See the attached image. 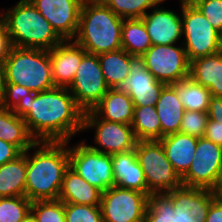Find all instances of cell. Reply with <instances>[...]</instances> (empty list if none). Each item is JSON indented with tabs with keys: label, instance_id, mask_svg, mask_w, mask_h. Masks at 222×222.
Masks as SVG:
<instances>
[{
	"label": "cell",
	"instance_id": "6da1fadb",
	"mask_svg": "<svg viewBox=\"0 0 222 222\" xmlns=\"http://www.w3.org/2000/svg\"><path fill=\"white\" fill-rule=\"evenodd\" d=\"M12 111L23 118L36 141L68 142L83 132L84 112L67 88L54 87L28 95Z\"/></svg>",
	"mask_w": 222,
	"mask_h": 222
},
{
	"label": "cell",
	"instance_id": "7a4b0ae2",
	"mask_svg": "<svg viewBox=\"0 0 222 222\" xmlns=\"http://www.w3.org/2000/svg\"><path fill=\"white\" fill-rule=\"evenodd\" d=\"M69 144L70 141H36L26 150L25 196L31 202L59 198L63 176L69 167ZM31 150L34 153L29 154Z\"/></svg>",
	"mask_w": 222,
	"mask_h": 222
},
{
	"label": "cell",
	"instance_id": "3957f363",
	"mask_svg": "<svg viewBox=\"0 0 222 222\" xmlns=\"http://www.w3.org/2000/svg\"><path fill=\"white\" fill-rule=\"evenodd\" d=\"M123 20L101 0H84L74 41L96 55L121 49Z\"/></svg>",
	"mask_w": 222,
	"mask_h": 222
},
{
	"label": "cell",
	"instance_id": "277c9868",
	"mask_svg": "<svg viewBox=\"0 0 222 222\" xmlns=\"http://www.w3.org/2000/svg\"><path fill=\"white\" fill-rule=\"evenodd\" d=\"M13 47L51 50L64 40L29 0L1 12Z\"/></svg>",
	"mask_w": 222,
	"mask_h": 222
},
{
	"label": "cell",
	"instance_id": "5b68a950",
	"mask_svg": "<svg viewBox=\"0 0 222 222\" xmlns=\"http://www.w3.org/2000/svg\"><path fill=\"white\" fill-rule=\"evenodd\" d=\"M4 63L6 84H18L35 93L55 87L48 50L12 47Z\"/></svg>",
	"mask_w": 222,
	"mask_h": 222
},
{
	"label": "cell",
	"instance_id": "8992f818",
	"mask_svg": "<svg viewBox=\"0 0 222 222\" xmlns=\"http://www.w3.org/2000/svg\"><path fill=\"white\" fill-rule=\"evenodd\" d=\"M182 45L188 61L220 52L219 32L191 1H179Z\"/></svg>",
	"mask_w": 222,
	"mask_h": 222
},
{
	"label": "cell",
	"instance_id": "52a82bcc",
	"mask_svg": "<svg viewBox=\"0 0 222 222\" xmlns=\"http://www.w3.org/2000/svg\"><path fill=\"white\" fill-rule=\"evenodd\" d=\"M135 152L146 178L147 189L153 193H167L182 186L181 177L167 159L159 140L137 141Z\"/></svg>",
	"mask_w": 222,
	"mask_h": 222
},
{
	"label": "cell",
	"instance_id": "ba28073f",
	"mask_svg": "<svg viewBox=\"0 0 222 222\" xmlns=\"http://www.w3.org/2000/svg\"><path fill=\"white\" fill-rule=\"evenodd\" d=\"M69 167L101 192L114 186L112 155L92 149L84 140L69 147Z\"/></svg>",
	"mask_w": 222,
	"mask_h": 222
},
{
	"label": "cell",
	"instance_id": "9c48e42d",
	"mask_svg": "<svg viewBox=\"0 0 222 222\" xmlns=\"http://www.w3.org/2000/svg\"><path fill=\"white\" fill-rule=\"evenodd\" d=\"M77 106L85 113L92 111L110 89L101 70L98 55L86 52L67 88Z\"/></svg>",
	"mask_w": 222,
	"mask_h": 222
},
{
	"label": "cell",
	"instance_id": "30bf717a",
	"mask_svg": "<svg viewBox=\"0 0 222 222\" xmlns=\"http://www.w3.org/2000/svg\"><path fill=\"white\" fill-rule=\"evenodd\" d=\"M95 130L92 149L114 155L135 149L137 139L132 126L101 119L93 110L83 115V131Z\"/></svg>",
	"mask_w": 222,
	"mask_h": 222
},
{
	"label": "cell",
	"instance_id": "8fae6325",
	"mask_svg": "<svg viewBox=\"0 0 222 222\" xmlns=\"http://www.w3.org/2000/svg\"><path fill=\"white\" fill-rule=\"evenodd\" d=\"M145 193L112 186L101 194L103 222H143L148 207Z\"/></svg>",
	"mask_w": 222,
	"mask_h": 222
},
{
	"label": "cell",
	"instance_id": "7c38bea8",
	"mask_svg": "<svg viewBox=\"0 0 222 222\" xmlns=\"http://www.w3.org/2000/svg\"><path fill=\"white\" fill-rule=\"evenodd\" d=\"M142 56L146 69L158 81L173 84L189 77L190 62L182 42L179 46L152 45Z\"/></svg>",
	"mask_w": 222,
	"mask_h": 222
},
{
	"label": "cell",
	"instance_id": "4fadbf2b",
	"mask_svg": "<svg viewBox=\"0 0 222 222\" xmlns=\"http://www.w3.org/2000/svg\"><path fill=\"white\" fill-rule=\"evenodd\" d=\"M221 167L222 147L205 137H200L192 164L181 178L182 185L212 190L217 183Z\"/></svg>",
	"mask_w": 222,
	"mask_h": 222
},
{
	"label": "cell",
	"instance_id": "5bb4252c",
	"mask_svg": "<svg viewBox=\"0 0 222 222\" xmlns=\"http://www.w3.org/2000/svg\"><path fill=\"white\" fill-rule=\"evenodd\" d=\"M49 21L57 34L65 40H74L79 28L80 11L84 0H29Z\"/></svg>",
	"mask_w": 222,
	"mask_h": 222
},
{
	"label": "cell",
	"instance_id": "9a60e30c",
	"mask_svg": "<svg viewBox=\"0 0 222 222\" xmlns=\"http://www.w3.org/2000/svg\"><path fill=\"white\" fill-rule=\"evenodd\" d=\"M130 73L122 86L134 106H156L166 85L158 81L145 67L143 56L129 54Z\"/></svg>",
	"mask_w": 222,
	"mask_h": 222
},
{
	"label": "cell",
	"instance_id": "2e32d148",
	"mask_svg": "<svg viewBox=\"0 0 222 222\" xmlns=\"http://www.w3.org/2000/svg\"><path fill=\"white\" fill-rule=\"evenodd\" d=\"M167 0L151 8L141 19L145 24L152 45L178 44L182 38L181 16L174 10L161 7Z\"/></svg>",
	"mask_w": 222,
	"mask_h": 222
},
{
	"label": "cell",
	"instance_id": "e0dca14e",
	"mask_svg": "<svg viewBox=\"0 0 222 222\" xmlns=\"http://www.w3.org/2000/svg\"><path fill=\"white\" fill-rule=\"evenodd\" d=\"M86 51L74 40H65L49 50L55 87L68 88Z\"/></svg>",
	"mask_w": 222,
	"mask_h": 222
},
{
	"label": "cell",
	"instance_id": "ac0fdd59",
	"mask_svg": "<svg viewBox=\"0 0 222 222\" xmlns=\"http://www.w3.org/2000/svg\"><path fill=\"white\" fill-rule=\"evenodd\" d=\"M167 194L178 205L181 222H206L210 204L216 198L210 189L183 185Z\"/></svg>",
	"mask_w": 222,
	"mask_h": 222
},
{
	"label": "cell",
	"instance_id": "d6986e66",
	"mask_svg": "<svg viewBox=\"0 0 222 222\" xmlns=\"http://www.w3.org/2000/svg\"><path fill=\"white\" fill-rule=\"evenodd\" d=\"M112 170L115 186L136 190L146 195L152 194L147 189L146 178L135 149L112 155Z\"/></svg>",
	"mask_w": 222,
	"mask_h": 222
},
{
	"label": "cell",
	"instance_id": "ffe728a7",
	"mask_svg": "<svg viewBox=\"0 0 222 222\" xmlns=\"http://www.w3.org/2000/svg\"><path fill=\"white\" fill-rule=\"evenodd\" d=\"M164 147L167 159L175 172L182 178L194 159L198 138L181 132L164 136L159 140Z\"/></svg>",
	"mask_w": 222,
	"mask_h": 222
},
{
	"label": "cell",
	"instance_id": "44dd1931",
	"mask_svg": "<svg viewBox=\"0 0 222 222\" xmlns=\"http://www.w3.org/2000/svg\"><path fill=\"white\" fill-rule=\"evenodd\" d=\"M189 77L208 88L213 97H222V50L190 61Z\"/></svg>",
	"mask_w": 222,
	"mask_h": 222
},
{
	"label": "cell",
	"instance_id": "7402d4cb",
	"mask_svg": "<svg viewBox=\"0 0 222 222\" xmlns=\"http://www.w3.org/2000/svg\"><path fill=\"white\" fill-rule=\"evenodd\" d=\"M93 111L103 120L131 125L133 101L121 88L109 89Z\"/></svg>",
	"mask_w": 222,
	"mask_h": 222
},
{
	"label": "cell",
	"instance_id": "603a6c76",
	"mask_svg": "<svg viewBox=\"0 0 222 222\" xmlns=\"http://www.w3.org/2000/svg\"><path fill=\"white\" fill-rule=\"evenodd\" d=\"M102 192L68 167L59 198L63 203L100 206Z\"/></svg>",
	"mask_w": 222,
	"mask_h": 222
},
{
	"label": "cell",
	"instance_id": "cb8c5ba5",
	"mask_svg": "<svg viewBox=\"0 0 222 222\" xmlns=\"http://www.w3.org/2000/svg\"><path fill=\"white\" fill-rule=\"evenodd\" d=\"M155 107L161 124V139L166 135L179 132L186 110L176 90L170 84H166L161 90Z\"/></svg>",
	"mask_w": 222,
	"mask_h": 222
},
{
	"label": "cell",
	"instance_id": "d4e9b609",
	"mask_svg": "<svg viewBox=\"0 0 222 222\" xmlns=\"http://www.w3.org/2000/svg\"><path fill=\"white\" fill-rule=\"evenodd\" d=\"M26 151L0 166V198L25 196Z\"/></svg>",
	"mask_w": 222,
	"mask_h": 222
},
{
	"label": "cell",
	"instance_id": "484cf974",
	"mask_svg": "<svg viewBox=\"0 0 222 222\" xmlns=\"http://www.w3.org/2000/svg\"><path fill=\"white\" fill-rule=\"evenodd\" d=\"M106 84L110 89L122 88L129 73V53L118 49L98 55Z\"/></svg>",
	"mask_w": 222,
	"mask_h": 222
},
{
	"label": "cell",
	"instance_id": "4316f807",
	"mask_svg": "<svg viewBox=\"0 0 222 222\" xmlns=\"http://www.w3.org/2000/svg\"><path fill=\"white\" fill-rule=\"evenodd\" d=\"M170 85L176 90L185 110L207 112L212 97L208 88L196 83L190 77Z\"/></svg>",
	"mask_w": 222,
	"mask_h": 222
},
{
	"label": "cell",
	"instance_id": "83f0119b",
	"mask_svg": "<svg viewBox=\"0 0 222 222\" xmlns=\"http://www.w3.org/2000/svg\"><path fill=\"white\" fill-rule=\"evenodd\" d=\"M131 126L137 141L161 139V124L155 106H134Z\"/></svg>",
	"mask_w": 222,
	"mask_h": 222
},
{
	"label": "cell",
	"instance_id": "f1b7e54d",
	"mask_svg": "<svg viewBox=\"0 0 222 222\" xmlns=\"http://www.w3.org/2000/svg\"><path fill=\"white\" fill-rule=\"evenodd\" d=\"M121 44L122 49L137 56H142L152 46L142 19L123 20Z\"/></svg>",
	"mask_w": 222,
	"mask_h": 222
},
{
	"label": "cell",
	"instance_id": "f546056e",
	"mask_svg": "<svg viewBox=\"0 0 222 222\" xmlns=\"http://www.w3.org/2000/svg\"><path fill=\"white\" fill-rule=\"evenodd\" d=\"M1 139L17 146L22 152L30 149L36 143V140L29 133L23 118L6 108H3Z\"/></svg>",
	"mask_w": 222,
	"mask_h": 222
},
{
	"label": "cell",
	"instance_id": "4dcf8cb0",
	"mask_svg": "<svg viewBox=\"0 0 222 222\" xmlns=\"http://www.w3.org/2000/svg\"><path fill=\"white\" fill-rule=\"evenodd\" d=\"M143 222H181L178 205L167 193L150 194Z\"/></svg>",
	"mask_w": 222,
	"mask_h": 222
},
{
	"label": "cell",
	"instance_id": "1f68e13d",
	"mask_svg": "<svg viewBox=\"0 0 222 222\" xmlns=\"http://www.w3.org/2000/svg\"><path fill=\"white\" fill-rule=\"evenodd\" d=\"M122 19H141L163 0H101Z\"/></svg>",
	"mask_w": 222,
	"mask_h": 222
},
{
	"label": "cell",
	"instance_id": "d6a6232c",
	"mask_svg": "<svg viewBox=\"0 0 222 222\" xmlns=\"http://www.w3.org/2000/svg\"><path fill=\"white\" fill-rule=\"evenodd\" d=\"M26 196L0 198V222H20L31 209Z\"/></svg>",
	"mask_w": 222,
	"mask_h": 222
},
{
	"label": "cell",
	"instance_id": "836d02e7",
	"mask_svg": "<svg viewBox=\"0 0 222 222\" xmlns=\"http://www.w3.org/2000/svg\"><path fill=\"white\" fill-rule=\"evenodd\" d=\"M30 212L37 222H66L64 203L60 199L33 201Z\"/></svg>",
	"mask_w": 222,
	"mask_h": 222
},
{
	"label": "cell",
	"instance_id": "e575fe53",
	"mask_svg": "<svg viewBox=\"0 0 222 222\" xmlns=\"http://www.w3.org/2000/svg\"><path fill=\"white\" fill-rule=\"evenodd\" d=\"M66 222H103L100 206L64 203Z\"/></svg>",
	"mask_w": 222,
	"mask_h": 222
},
{
	"label": "cell",
	"instance_id": "d590c367",
	"mask_svg": "<svg viewBox=\"0 0 222 222\" xmlns=\"http://www.w3.org/2000/svg\"><path fill=\"white\" fill-rule=\"evenodd\" d=\"M208 119L207 112L186 110L181 121L179 132L197 138L204 137Z\"/></svg>",
	"mask_w": 222,
	"mask_h": 222
},
{
	"label": "cell",
	"instance_id": "8d00e7d4",
	"mask_svg": "<svg viewBox=\"0 0 222 222\" xmlns=\"http://www.w3.org/2000/svg\"><path fill=\"white\" fill-rule=\"evenodd\" d=\"M209 23L219 31L222 27V0H191Z\"/></svg>",
	"mask_w": 222,
	"mask_h": 222
},
{
	"label": "cell",
	"instance_id": "74e56055",
	"mask_svg": "<svg viewBox=\"0 0 222 222\" xmlns=\"http://www.w3.org/2000/svg\"><path fill=\"white\" fill-rule=\"evenodd\" d=\"M35 95V92L18 84H6L5 95L1 107L13 110L22 98Z\"/></svg>",
	"mask_w": 222,
	"mask_h": 222
},
{
	"label": "cell",
	"instance_id": "f35d334b",
	"mask_svg": "<svg viewBox=\"0 0 222 222\" xmlns=\"http://www.w3.org/2000/svg\"><path fill=\"white\" fill-rule=\"evenodd\" d=\"M207 114L209 118L207 125L222 126V97H211Z\"/></svg>",
	"mask_w": 222,
	"mask_h": 222
},
{
	"label": "cell",
	"instance_id": "ab89813d",
	"mask_svg": "<svg viewBox=\"0 0 222 222\" xmlns=\"http://www.w3.org/2000/svg\"><path fill=\"white\" fill-rule=\"evenodd\" d=\"M22 153L17 146L0 139V166L16 159Z\"/></svg>",
	"mask_w": 222,
	"mask_h": 222
},
{
	"label": "cell",
	"instance_id": "60d3db41",
	"mask_svg": "<svg viewBox=\"0 0 222 222\" xmlns=\"http://www.w3.org/2000/svg\"><path fill=\"white\" fill-rule=\"evenodd\" d=\"M12 43L5 24L0 21V61H4L11 49Z\"/></svg>",
	"mask_w": 222,
	"mask_h": 222
},
{
	"label": "cell",
	"instance_id": "b9f144b4",
	"mask_svg": "<svg viewBox=\"0 0 222 222\" xmlns=\"http://www.w3.org/2000/svg\"><path fill=\"white\" fill-rule=\"evenodd\" d=\"M206 222H222V200L215 198L211 202Z\"/></svg>",
	"mask_w": 222,
	"mask_h": 222
},
{
	"label": "cell",
	"instance_id": "7bdbcfd3",
	"mask_svg": "<svg viewBox=\"0 0 222 222\" xmlns=\"http://www.w3.org/2000/svg\"><path fill=\"white\" fill-rule=\"evenodd\" d=\"M204 137L222 147V126L207 125Z\"/></svg>",
	"mask_w": 222,
	"mask_h": 222
},
{
	"label": "cell",
	"instance_id": "ee69618b",
	"mask_svg": "<svg viewBox=\"0 0 222 222\" xmlns=\"http://www.w3.org/2000/svg\"><path fill=\"white\" fill-rule=\"evenodd\" d=\"M6 89V69L4 61H0V105L3 101Z\"/></svg>",
	"mask_w": 222,
	"mask_h": 222
},
{
	"label": "cell",
	"instance_id": "f6af8a7d",
	"mask_svg": "<svg viewBox=\"0 0 222 222\" xmlns=\"http://www.w3.org/2000/svg\"><path fill=\"white\" fill-rule=\"evenodd\" d=\"M212 192L217 199L222 200V167L220 169V174L217 183L212 189Z\"/></svg>",
	"mask_w": 222,
	"mask_h": 222
},
{
	"label": "cell",
	"instance_id": "bcb514c9",
	"mask_svg": "<svg viewBox=\"0 0 222 222\" xmlns=\"http://www.w3.org/2000/svg\"><path fill=\"white\" fill-rule=\"evenodd\" d=\"M20 222H37L34 215L29 212Z\"/></svg>",
	"mask_w": 222,
	"mask_h": 222
},
{
	"label": "cell",
	"instance_id": "7dc6e473",
	"mask_svg": "<svg viewBox=\"0 0 222 222\" xmlns=\"http://www.w3.org/2000/svg\"><path fill=\"white\" fill-rule=\"evenodd\" d=\"M2 128H3V107L0 106V139L2 136Z\"/></svg>",
	"mask_w": 222,
	"mask_h": 222
},
{
	"label": "cell",
	"instance_id": "c3c4849f",
	"mask_svg": "<svg viewBox=\"0 0 222 222\" xmlns=\"http://www.w3.org/2000/svg\"><path fill=\"white\" fill-rule=\"evenodd\" d=\"M218 32H219V42H220L221 49H222V27Z\"/></svg>",
	"mask_w": 222,
	"mask_h": 222
}]
</instances>
